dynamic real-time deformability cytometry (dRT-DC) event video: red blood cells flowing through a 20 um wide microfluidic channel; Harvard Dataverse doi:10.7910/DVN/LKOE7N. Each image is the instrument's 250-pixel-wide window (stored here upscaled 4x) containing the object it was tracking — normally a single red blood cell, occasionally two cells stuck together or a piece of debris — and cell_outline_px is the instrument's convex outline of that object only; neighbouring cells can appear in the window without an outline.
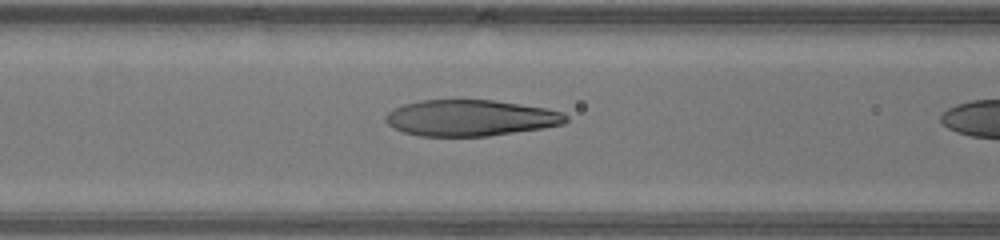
{"species": "human", "species_latin": "Homo sapiens", "temperature_condition": "warm", "stored_images_in_passage": 8, "camera_frame_rate_fps": 3000, "um_per_image_px": 0.085, "donor": {"sex": "male"}, "frame": {"image": 1, "passage_image": 7, "time_ms": 2.0, "image_size_px": [1000, 240], "cell_outline_px": [[568, 120], [564, 124], [544, 128], [488, 136], [420, 136], [404, 132], [388, 124], [384, 120], [384, 116], [388, 112], [404, 104], [420, 100], [492, 100], [520, 104], [544, 108], [564, 112], [568, 116]], "centroid_in_image_um": [40.01, 10.02], "position_along_channel_um": 126.6, "area_um2": 37.97}}